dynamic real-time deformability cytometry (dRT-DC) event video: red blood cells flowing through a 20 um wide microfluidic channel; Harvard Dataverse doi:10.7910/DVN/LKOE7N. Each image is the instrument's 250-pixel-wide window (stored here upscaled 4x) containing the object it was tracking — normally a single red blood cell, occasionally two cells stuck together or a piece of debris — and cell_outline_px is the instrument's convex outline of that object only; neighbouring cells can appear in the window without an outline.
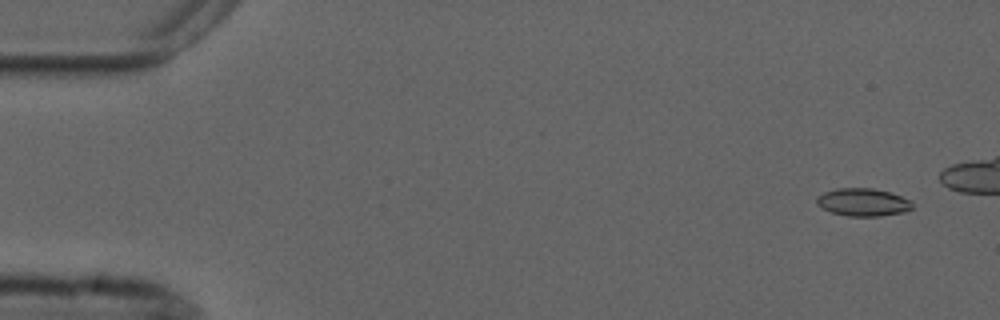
{"species": "common noctule bat (a hibernating species)", "species_latin": "Nyctalus noctula", "temperature_condition": "cold", "stored_images_in_passage": 8, "camera_frame_rate_fps": 3000, "um_per_image_px": 0.085, "animal": {"sex": "male", "forearm_length_mm": 52.5}, "frame": {"image": 1, "passage_image": 1, "time_ms": 0.0, "image_size_px": [1000, 320], "cell_outline_px": [[912, 208], [904, 212], [880, 216], [848, 216], [832, 212], [816, 204], [816, 196], [824, 192], [836, 188], [872, 188], [888, 192], [900, 196], [908, 200], [912, 204]], "centroid_in_image_um": [73.31, 17.18], "position_along_channel_um": 11.7, "area_um2": 15.32}}
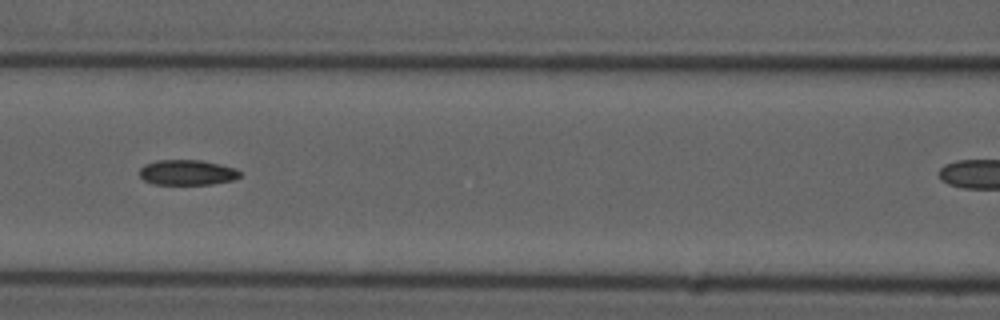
{"frame": {"image": 2, "passage_image": 6, "time_ms": 7.0, "image_size_px": [1000, 320], "cell_outline_px": [[240, 176], [236, 180], [212, 184], [152, 184], [144, 180], [140, 176], [140, 168], [144, 164], [156, 160], [200, 160], [220, 164], [232, 168], [240, 172]], "centroid_in_image_um": [15.89, 14.66], "position_along_channel_um": 150.7, "area_um2": 14.8}}
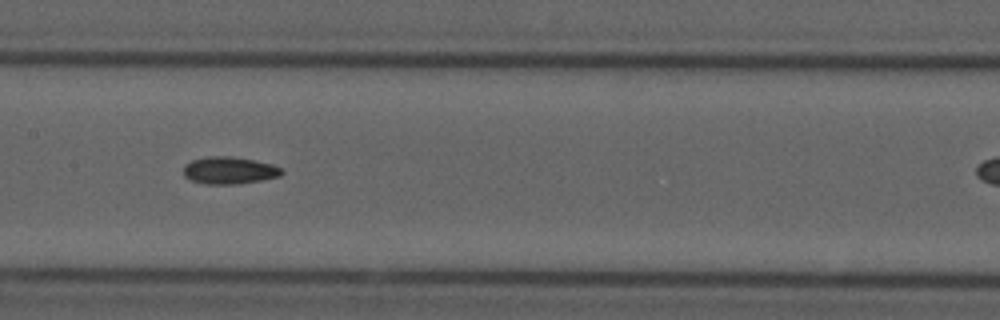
{"frame": {"image": 3, "passage_image": 7, "time_ms": 8.0, "image_size_px": [1000, 320], "cell_outline_px": [[284, 172], [280, 176], [260, 180], [236, 184], [204, 184], [192, 180], [184, 176], [184, 168], [192, 160], [208, 156], [228, 156], [252, 160], [272, 164], [280, 168]], "centroid_in_image_um": [19.49, 14.49], "position_along_channel_um": 187.9, "area_um2": 15.32}}